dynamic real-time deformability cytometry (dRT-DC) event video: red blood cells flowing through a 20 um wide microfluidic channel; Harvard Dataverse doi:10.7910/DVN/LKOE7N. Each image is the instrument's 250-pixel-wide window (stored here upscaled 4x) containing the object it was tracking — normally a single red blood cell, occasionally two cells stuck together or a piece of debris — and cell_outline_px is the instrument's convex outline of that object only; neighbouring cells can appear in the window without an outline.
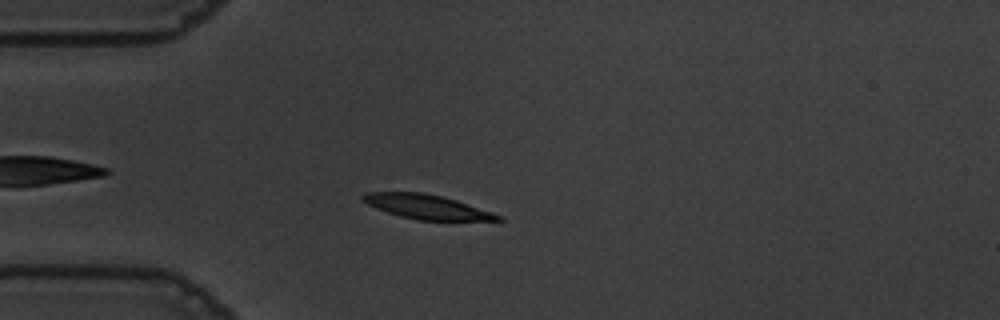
{"species": "common noctule bat (a hibernating species)", "species_latin": "Nyctalus noctula", "temperature_condition": "warm", "stored_images_in_passage": 54, "camera_frame_rate_fps": 3000, "um_per_image_px": 0.085, "animal": {"sex": "male", "body_mass_g": 19.5, "forearm_length_mm": 54.6}, "frame": {"image": 1, "passage_image": 13, "time_ms": 4.0, "image_size_px": [1000, 320], "cell_outline_px": [[504, 220], [416, 220], [400, 216], [376, 208], [360, 200], [360, 196], [364, 192], [424, 192], [456, 200], [504, 216]], "centroid_in_image_um": [36.24, 17.57], "position_along_channel_um": 48.8, "area_um2": 19.13}}
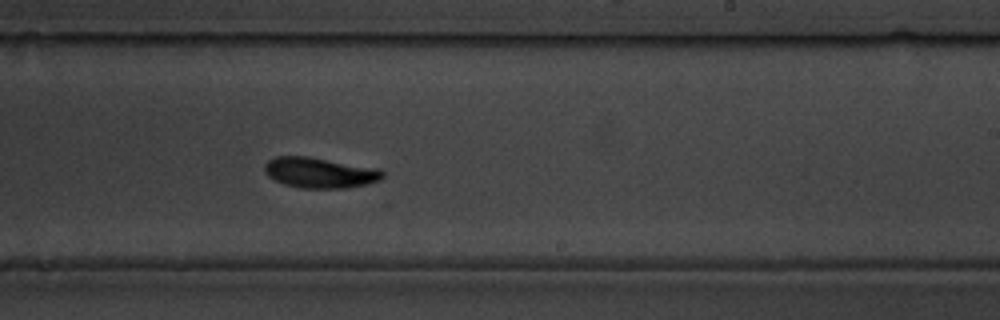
{"frame": {"image": 2, "passage_image": 32, "time_ms": 10.333, "image_size_px": [1000, 320], "cell_outline_px": [[384, 176], [380, 180], [368, 184], [344, 188], [300, 188], [284, 184], [268, 176], [264, 172], [264, 164], [268, 160], [276, 156], [308, 156], [380, 168], [384, 172]], "centroid_in_image_um": [27.2, 14.67], "position_along_channel_um": 261.8, "area_um2": 21.21}}
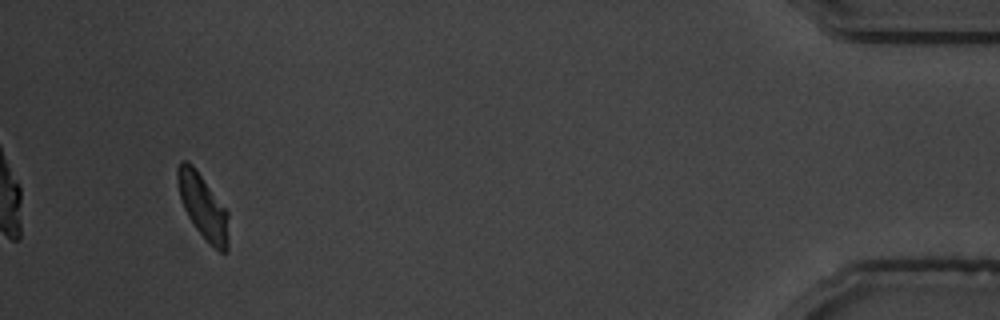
{"frame": {"image": 3, "passage_image": 51, "time_ms": 16.667, "image_size_px": [1000, 320], "cell_outline_px": [[228, 252], [220, 252], [208, 244], [196, 228], [188, 216], [184, 208], [180, 196], [176, 180], [176, 168], [180, 160], [188, 160], [192, 164], [228, 212]], "centroid_in_image_um": [17.24, 17.55], "position_along_channel_um": 418.0, "area_um2": 19.19}, "authors_computed_cell_mechanics": {"area_um2": 20.1433, "velocity_mm_per_s": 3.5944, "shape_relaxation_time_tau1_ms": 3.5276, "shape_relaxation_time_tau2_ms": 3.9927, "deformation_change_tau1": 0.1561, "deformation_change_tau2": 0.0972}}